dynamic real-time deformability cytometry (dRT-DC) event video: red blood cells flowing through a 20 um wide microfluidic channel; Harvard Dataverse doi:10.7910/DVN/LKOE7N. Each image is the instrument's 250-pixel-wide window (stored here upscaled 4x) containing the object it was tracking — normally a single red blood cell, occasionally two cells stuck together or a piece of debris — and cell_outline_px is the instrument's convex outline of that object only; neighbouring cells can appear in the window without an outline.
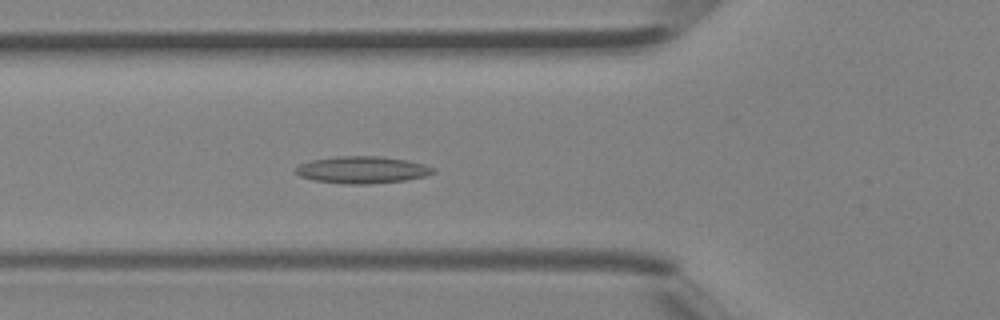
{"species": "Egyptian fruit bat (a non-hibernating species)", "species_latin": "Rousettus aegyptiacus", "temperature_condition": "room temperature", "stored_images_in_passage": 33, "camera_frame_rate_fps": 3000, "um_per_image_px": 0.085, "animal": {"sex": "female"}, "frame": {"image": 1, "passage_image": 6, "time_ms": 1.667, "image_size_px": [1000, 320], "cell_outline_px": [[436, 172], [424, 176], [408, 180], [368, 184], [348, 184], [312, 180], [300, 176], [296, 172], [296, 168], [300, 164], [312, 160], [336, 156], [380, 156], [408, 160], [424, 164], [436, 168]], "centroid_in_image_um": [30.83, 14.43], "position_along_channel_um": 95.0, "area_um2": 21.73}}
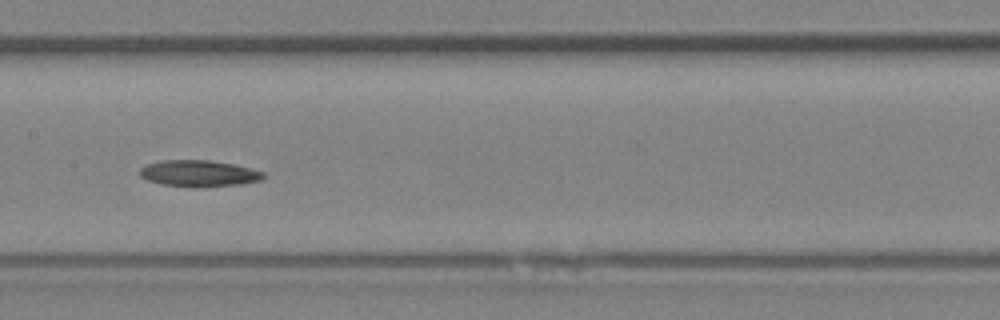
{"frame": {"image": 2, "passage_image": 12, "time_ms": 3.667, "image_size_px": [1000, 320], "cell_outline_px": [[264, 176], [260, 180], [240, 184], [196, 188], [192, 188], [164, 184], [148, 180], [140, 176], [140, 168], [144, 164], [160, 160], [208, 160], [232, 164], [264, 172]], "centroid_in_image_um": [16.85, 14.74], "position_along_channel_um": 190.6, "area_um2": 19.02}}
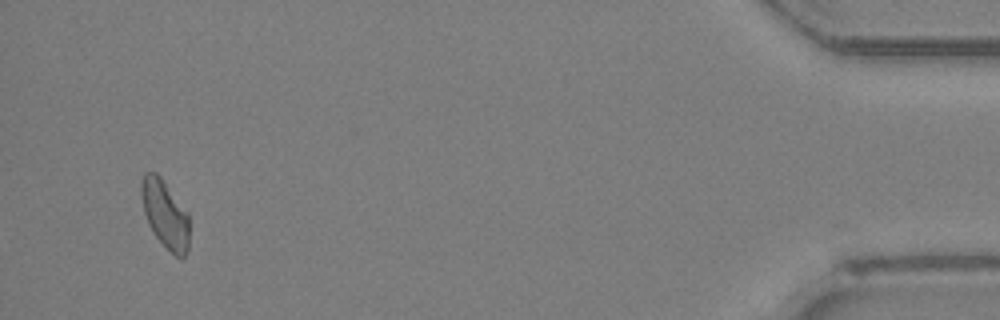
{"frame": {"image": 3, "passage_image": 31, "time_ms": 10.0, "image_size_px": [1000, 320], "cell_outline_px": [[188, 248], [184, 256], [176, 256], [156, 236], [148, 224], [144, 212], [140, 192], [140, 180], [144, 172], [156, 172], [164, 180], [188, 212]], "centroid_in_image_um": [14.0, 18.12], "position_along_channel_um": 421.2, "area_um2": 18.9}}